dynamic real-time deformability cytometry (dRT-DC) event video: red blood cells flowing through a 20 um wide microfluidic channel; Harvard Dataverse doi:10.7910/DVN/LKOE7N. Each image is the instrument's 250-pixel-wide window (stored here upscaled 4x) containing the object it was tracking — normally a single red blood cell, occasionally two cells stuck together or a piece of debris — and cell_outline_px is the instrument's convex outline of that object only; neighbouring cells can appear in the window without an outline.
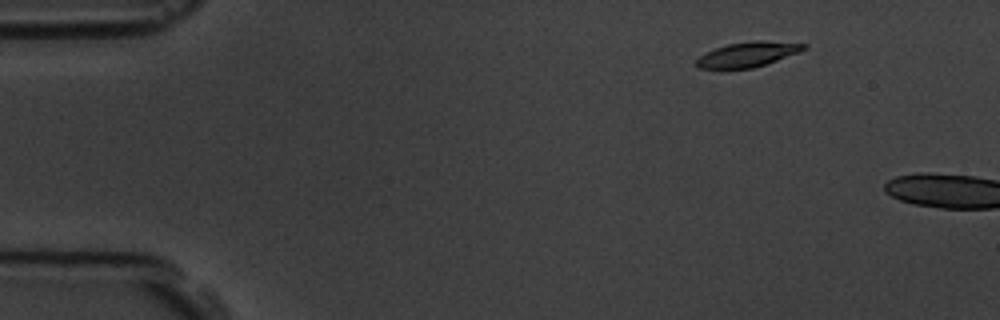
{"species": "common noctule bat (a hibernating species)", "species_latin": "Nyctalus noctula", "temperature_condition": "room temperature", "stored_images_in_passage": 3, "camera_frame_rate_fps": 3000, "um_per_image_px": 0.085, "animal": {"sex": "male", "body_mass_g": 19.5, "forearm_length_mm": 54.6}, "frame": {"image": 1, "passage_image": 2, "time_ms": 1.667, "image_size_px": [1000, 320], "cell_outline_px": [[808, 48], [800, 52], [752, 68], [696, 68], [696, 60], [700, 56], [716, 48], [728, 44], [752, 40], [764, 40], [808, 44]], "centroid_in_image_um": [63.6, 4.6], "position_along_channel_um": 21.4, "area_um2": 15.43}}